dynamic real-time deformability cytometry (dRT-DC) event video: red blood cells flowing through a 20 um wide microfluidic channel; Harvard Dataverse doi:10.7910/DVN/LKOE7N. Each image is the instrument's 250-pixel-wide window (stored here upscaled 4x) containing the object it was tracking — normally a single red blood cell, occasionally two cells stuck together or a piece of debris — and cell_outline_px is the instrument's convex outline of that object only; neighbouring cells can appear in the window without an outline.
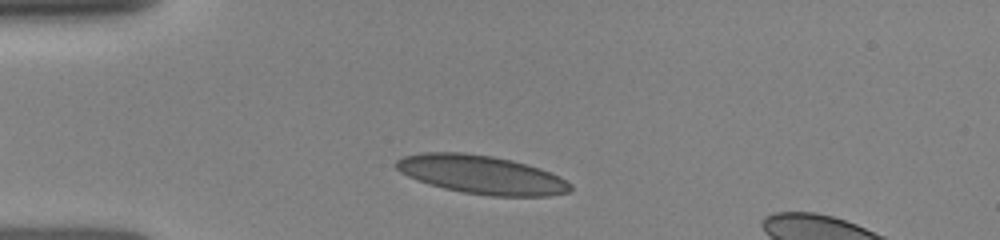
{"species": "human", "species_latin": "Homo sapiens", "temperature_condition": "room temperature", "stored_images_in_passage": 22, "camera_frame_rate_fps": 3000, "um_per_image_px": 0.085, "donor": {"sex": "female"}, "frame": {"image": 1, "passage_image": 2, "time_ms": 0.667, "image_size_px": [1000, 240], "cell_outline_px": [[572, 188], [568, 192], [548, 196], [492, 196], [460, 192], [444, 188], [416, 180], [400, 172], [396, 168], [396, 160], [404, 156], [420, 152], [464, 152], [492, 156], [512, 160], [540, 168], [560, 176], [572, 184]], "centroid_in_image_um": [40.92, 14.84], "position_along_channel_um": 44.1, "area_um2": 39.25}}
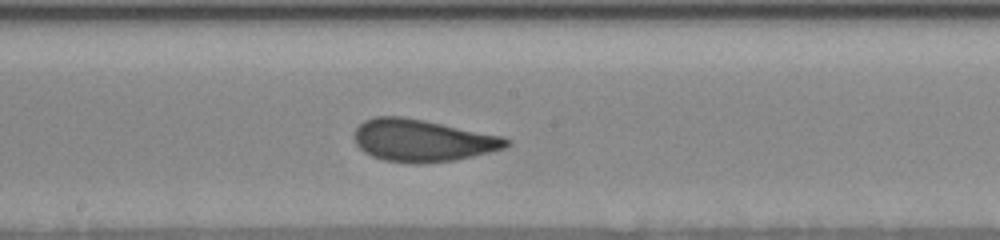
{"frame": {"image": 2, "passage_image": 13, "time_ms": 5.333, "image_size_px": [1000, 240], "cell_outline_px": [[512, 140], [504, 148], [456, 160], [420, 164], [416, 164], [384, 160], [372, 156], [364, 152], [356, 144], [356, 128], [364, 120], [376, 116], [400, 116], [424, 120], [504, 136]], "centroid_in_image_um": [35.92, 11.94], "position_along_channel_um": 212.3, "area_um2": 37.28}}
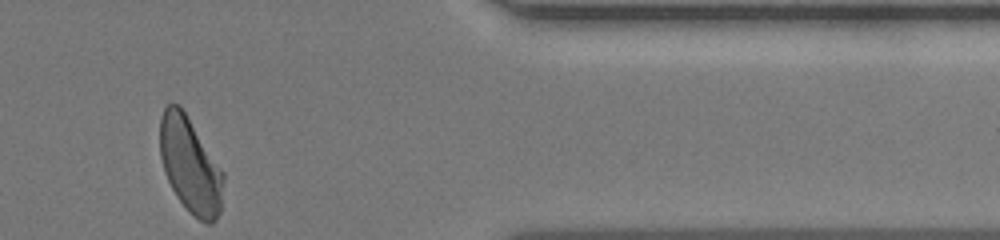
{"frame": {"image": 3, "passage_image": 22, "time_ms": 10.333, "image_size_px": [1000, 240], "cell_outline_px": [[224, 180], [220, 212], [216, 220], [212, 224], [208, 224], [200, 220], [188, 212], [176, 196], [164, 172], [160, 156], [160, 116], [164, 108], [168, 104], [180, 104], [224, 172]], "centroid_in_image_um": [16.17, 14.05], "position_along_channel_um": 395.2, "area_um2": 35.55}}